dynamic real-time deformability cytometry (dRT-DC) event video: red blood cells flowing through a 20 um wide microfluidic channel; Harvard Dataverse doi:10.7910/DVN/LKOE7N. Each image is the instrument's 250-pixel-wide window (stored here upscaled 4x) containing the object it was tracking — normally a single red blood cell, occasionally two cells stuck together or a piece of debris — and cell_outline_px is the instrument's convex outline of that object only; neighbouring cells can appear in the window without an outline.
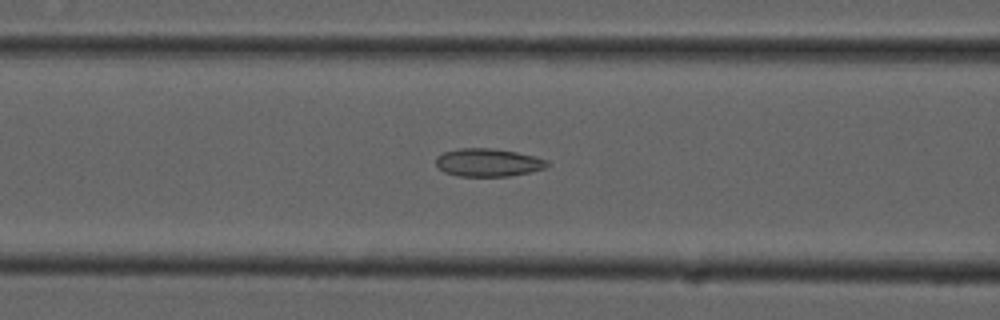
{"species": "common noctule bat (a hibernating species)", "species_latin": "Nyctalus noctula", "temperature_condition": "cold", "stored_images_in_passage": 54, "camera_frame_rate_fps": 3000, "um_per_image_px": 0.085, "animal": {"sex": "male", "forearm_length_mm": 52.5}, "frame": {"image": 1, "passage_image": 22, "time_ms": 7.0, "image_size_px": [1000, 320], "cell_outline_px": [[548, 164], [544, 168], [528, 172], [508, 176], [460, 176], [444, 172], [436, 164], [436, 156], [444, 152], [460, 148], [492, 148], [516, 152], [548, 160]], "centroid_in_image_um": [41.45, 13.81], "position_along_channel_um": 125.1, "area_um2": 17.92}}
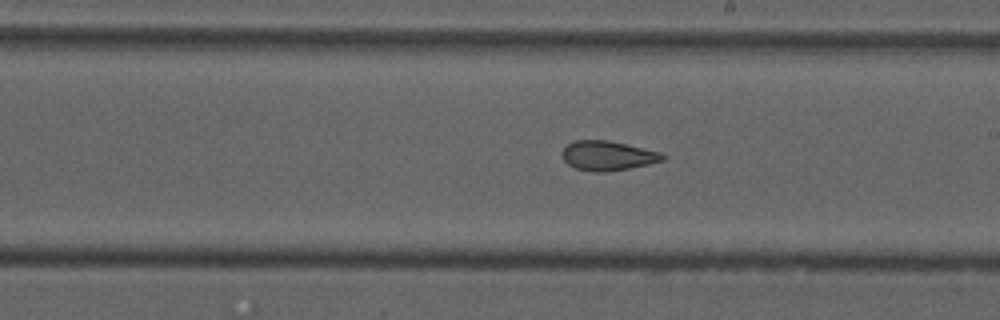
{"frame": {"image": 2, "passage_image": 31, "time_ms": 10.0, "image_size_px": [1000, 320], "cell_outline_px": [[668, 156], [664, 160], [648, 164], [628, 168], [604, 172], [596, 172], [576, 168], [568, 164], [564, 160], [564, 148], [568, 144], [576, 140], [608, 140], [660, 152]], "centroid_in_image_um": [51.69, 13.23], "position_along_channel_um": 237.3, "area_um2": 16.99}}
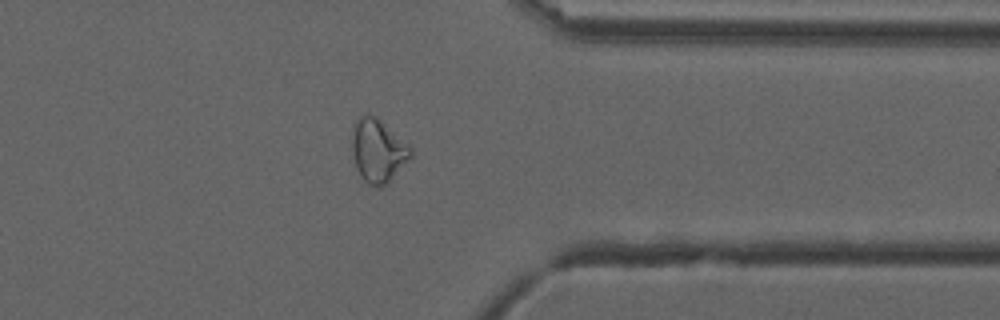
{"frame": {"image": 3, "passage_image": 43, "time_ms": 14.0, "image_size_px": [1000, 320], "cell_outline_px": [[412, 156], [380, 188], [368, 184], [364, 180], [356, 168], [352, 152], [352, 136], [356, 120], [360, 116], [368, 112], [380, 120], [408, 144], [412, 148]], "centroid_in_image_um": [32.1, 12.78], "position_along_channel_um": 379.3, "area_um2": 21.15}, "authors_computed_cell_mechanics": {"area_um2": 20.4901, "velocity_mm_per_s": 3.7499, "shape_relaxation_time_tau1_ms": null, "shape_relaxation_time_tau2_ms": 2.8335, "deformation_change_tau1": null, "deformation_change_tau2": 0.0962}}